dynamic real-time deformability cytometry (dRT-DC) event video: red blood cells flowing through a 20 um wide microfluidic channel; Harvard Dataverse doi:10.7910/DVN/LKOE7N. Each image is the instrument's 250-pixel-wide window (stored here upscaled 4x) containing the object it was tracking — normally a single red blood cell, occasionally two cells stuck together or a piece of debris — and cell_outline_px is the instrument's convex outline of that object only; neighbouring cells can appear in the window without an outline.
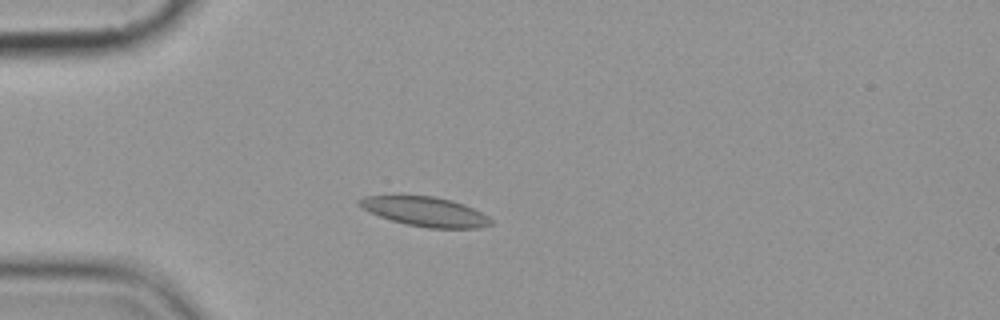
{"species": "common noctule bat (a hibernating species)", "species_latin": "Nyctalus noctula", "temperature_condition": "cold", "stored_images_in_passage": 5, "camera_frame_rate_fps": 3000, "um_per_image_px": 0.085, "animal": {"sex": "female", "body_mass_g": 19.9}, "frame": {"image": 1, "passage_image": 3, "time_ms": 2.333, "image_size_px": [1000, 320], "cell_outline_px": [[492, 224], [480, 228], [428, 228], [404, 224], [368, 212], [356, 204], [356, 200], [364, 196], [436, 196], [452, 200], [464, 204], [488, 216], [492, 220]], "centroid_in_image_um": [36.12, 17.99], "position_along_channel_um": 48.9, "area_um2": 22.66}}
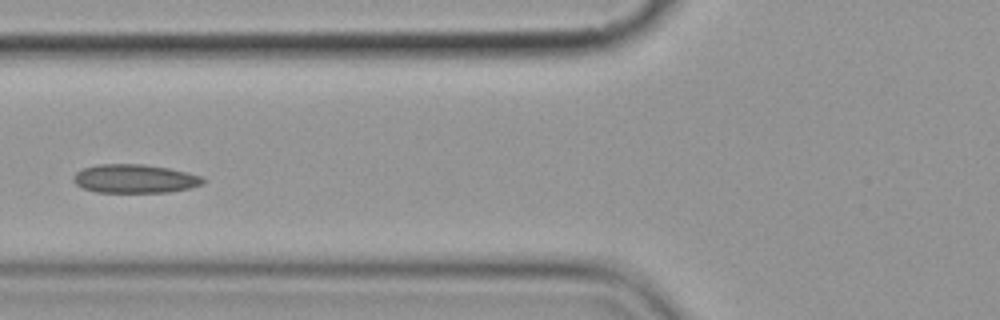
{"frame": {"image": 2, "passage_image": 5, "time_ms": 4.667, "image_size_px": [1000, 320], "cell_outline_px": [[204, 184], [188, 188], [168, 192], [96, 192], [84, 188], [76, 184], [72, 180], [72, 176], [76, 172], [84, 168], [100, 164], [144, 164], [168, 168], [188, 172], [200, 176], [204, 180]], "centroid_in_image_um": [11.44, 15.18], "position_along_channel_um": 114.4, "area_um2": 21.56}}